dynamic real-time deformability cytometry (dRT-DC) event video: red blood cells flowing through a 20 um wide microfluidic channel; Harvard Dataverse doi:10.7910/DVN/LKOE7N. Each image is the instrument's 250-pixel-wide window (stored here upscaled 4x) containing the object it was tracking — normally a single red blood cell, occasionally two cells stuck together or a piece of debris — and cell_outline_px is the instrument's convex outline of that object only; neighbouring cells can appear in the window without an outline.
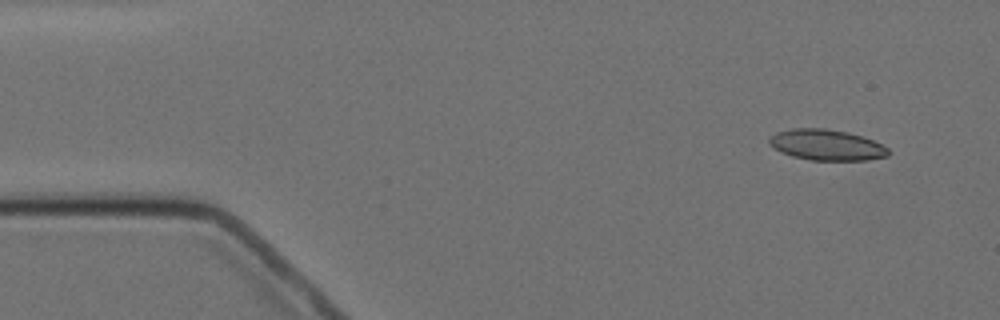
{"species": "Egyptian fruit bat (a non-hibernating species)", "species_latin": "Rousettus aegyptiacus", "temperature_condition": "cold", "stored_images_in_passage": 4, "camera_frame_rate_fps": 3000, "um_per_image_px": 0.085, "animal": {"sex": "female"}, "frame": {"image": 1, "passage_image": 1, "time_ms": 0.0, "image_size_px": [1000, 320], "cell_outline_px": [[888, 156], [868, 160], [812, 160], [792, 156], [780, 152], [768, 144], [768, 140], [776, 132], [792, 128], [824, 128], [848, 132], [864, 136], [888, 148]], "centroid_in_image_um": [70.24, 12.31], "position_along_channel_um": 14.8, "area_um2": 21.44}}
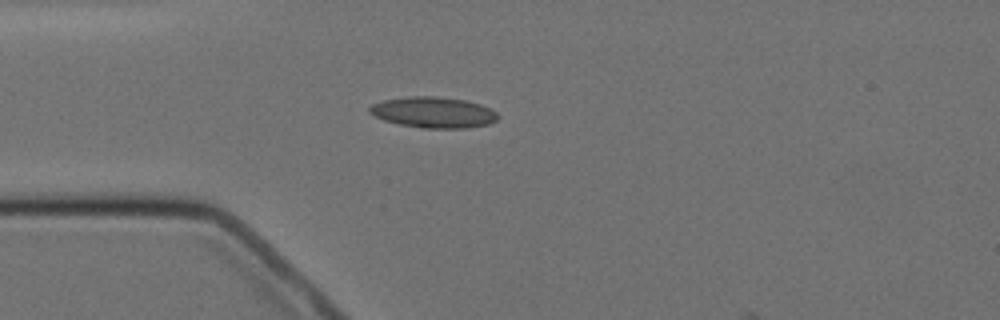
{"frame": {"image": 2, "passage_image": 4, "time_ms": 3.333, "image_size_px": [1000, 320], "cell_outline_px": [[500, 116], [496, 120], [488, 124], [468, 128], [424, 128], [400, 124], [384, 120], [368, 112], [368, 108], [372, 104], [384, 100], [408, 96], [436, 96], [464, 100], [480, 104], [496, 112]], "centroid_in_image_um": [36.84, 9.55], "position_along_channel_um": 48.2, "area_um2": 23.0}}